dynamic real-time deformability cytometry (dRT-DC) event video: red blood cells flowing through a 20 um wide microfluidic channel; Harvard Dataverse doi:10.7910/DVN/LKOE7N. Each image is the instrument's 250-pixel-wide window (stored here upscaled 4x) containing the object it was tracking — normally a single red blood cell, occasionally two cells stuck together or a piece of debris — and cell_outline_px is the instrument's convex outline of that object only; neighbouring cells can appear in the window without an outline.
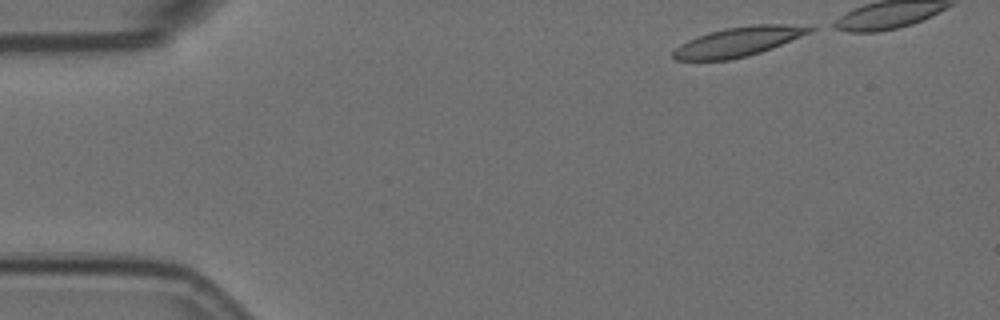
{"species": "Egyptian fruit bat (a non-hibernating species)", "species_latin": "Rousettus aegyptiacus", "temperature_condition": "room temperature", "stored_images_in_passage": 7, "segment_of_instrument_passage": [1, 2], "camera_frame_rate_fps": 3000, "um_per_image_px": 0.085, "animal": {"sex": "female"}, "frame": {"image": 1, "passage_image": 1, "time_ms": 0.0, "image_size_px": [1000, 320], "cell_outline_px": [[820, 28], [812, 32], [772, 48], [748, 56], [728, 60], [676, 60], [672, 56], [672, 52], [680, 44], [696, 36], [708, 32], [724, 28], [752, 24], [812, 24]], "centroid_in_image_um": [62.85, 3.51], "position_along_channel_um": 22.1, "area_um2": 23.93}}
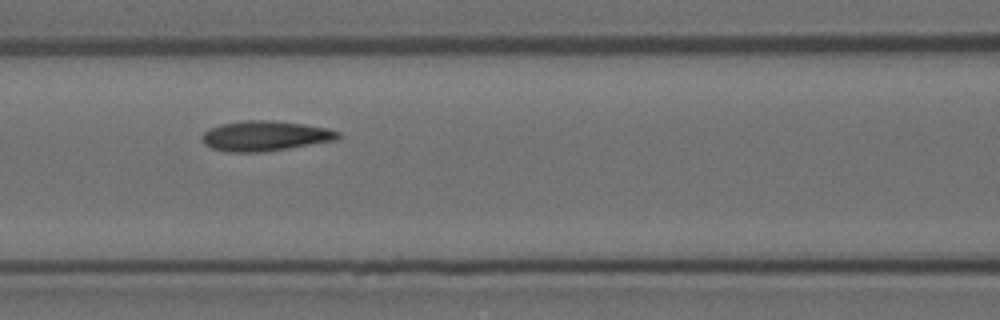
{"frame": {"image": 2, "passage_image": 6, "time_ms": 1.667, "image_size_px": [1000, 320], "cell_outline_px": [[340, 136], [336, 140], [264, 152], [224, 152], [212, 148], [204, 144], [200, 140], [200, 136], [204, 132], [220, 124], [244, 120], [268, 120], [304, 124], [328, 128], [340, 132]], "centroid_in_image_um": [22.5, 11.56], "position_along_channel_um": 144.1, "area_um2": 23.93}}